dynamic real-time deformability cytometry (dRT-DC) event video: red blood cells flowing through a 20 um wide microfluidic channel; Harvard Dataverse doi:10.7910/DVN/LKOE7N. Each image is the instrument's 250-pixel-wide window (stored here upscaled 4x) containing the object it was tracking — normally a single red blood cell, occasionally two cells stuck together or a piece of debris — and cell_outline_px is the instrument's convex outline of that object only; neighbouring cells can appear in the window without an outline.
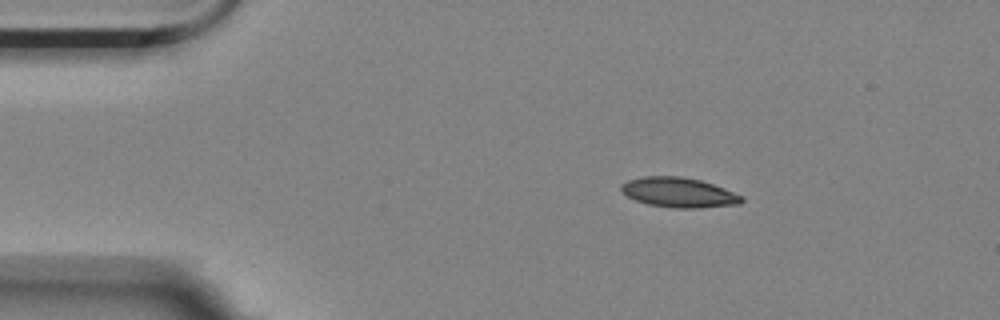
{"species": "Egyptian fruit bat (a non-hibernating species)", "species_latin": "Rousettus aegyptiacus", "temperature_condition": "room temperature", "stored_images_in_passage": 4, "camera_frame_rate_fps": 3000, "um_per_image_px": 0.085, "animal": {"sex": "female"}, "frame": {"image": 1, "passage_image": 2, "time_ms": 0.333, "image_size_px": [1000, 320], "cell_outline_px": [[744, 200], [740, 204], [696, 208], [672, 208], [648, 204], [636, 200], [628, 196], [620, 188], [620, 184], [628, 180], [644, 176], [680, 176], [700, 180], [724, 188], [744, 196]], "centroid_in_image_um": [57.71, 16.36], "position_along_channel_um": 27.3, "area_um2": 20.92}}
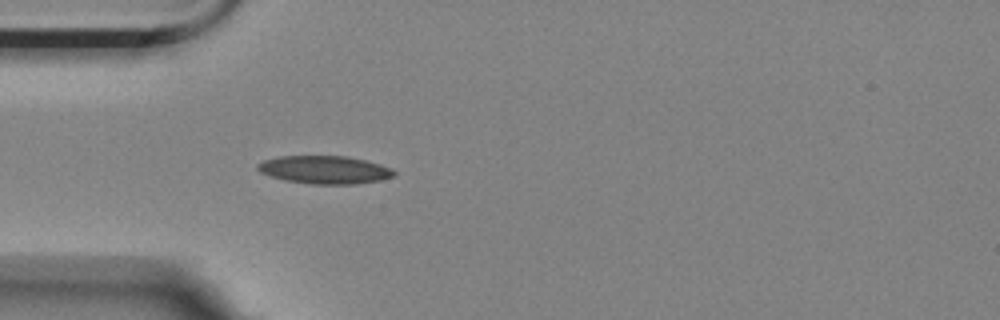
{"frame": {"image": 2, "passage_image": 4, "time_ms": 1.0, "image_size_px": [1000, 320], "cell_outline_px": [[396, 176], [380, 180], [356, 184], [308, 184], [284, 180], [260, 172], [256, 168], [256, 164], [264, 160], [280, 156], [344, 156], [364, 160], [380, 164], [392, 168], [396, 172]], "centroid_in_image_um": [27.6, 14.43], "position_along_channel_um": 57.4, "area_um2": 22.31}}